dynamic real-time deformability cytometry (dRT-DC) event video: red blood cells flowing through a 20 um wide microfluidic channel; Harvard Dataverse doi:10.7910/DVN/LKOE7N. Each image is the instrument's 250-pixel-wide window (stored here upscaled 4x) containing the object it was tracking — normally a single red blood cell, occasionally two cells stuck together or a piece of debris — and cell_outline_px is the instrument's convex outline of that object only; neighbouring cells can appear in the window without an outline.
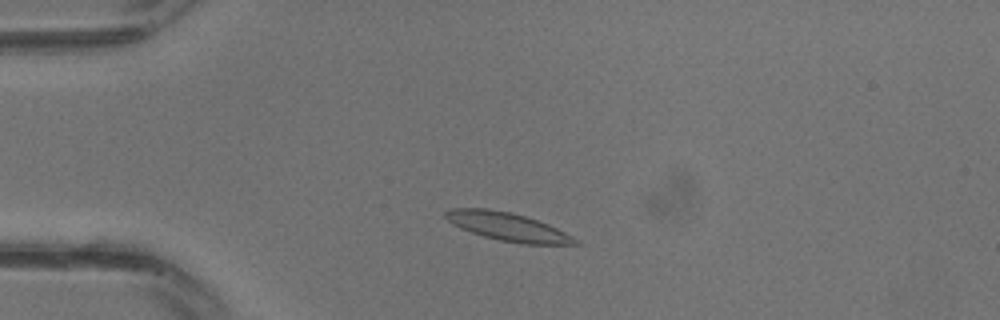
{"species": "common noctule bat (a hibernating species)", "species_latin": "Nyctalus noctula", "temperature_condition": "warm", "stored_images_in_passage": 5, "camera_frame_rate_fps": 3000, "um_per_image_px": 0.085, "animal": {"sex": "male", "body_mass_g": 13.3}, "frame": {"image": 1, "passage_image": 1, "time_ms": 0.0, "image_size_px": [1000, 320], "cell_outline_px": [[580, 244], [524, 244], [500, 240], [484, 236], [460, 228], [452, 224], [444, 216], [444, 212], [452, 208], [488, 208], [512, 212], [548, 224], [580, 240]], "centroid_in_image_um": [43.14, 19.26], "position_along_channel_um": 41.9, "area_um2": 21.21}}
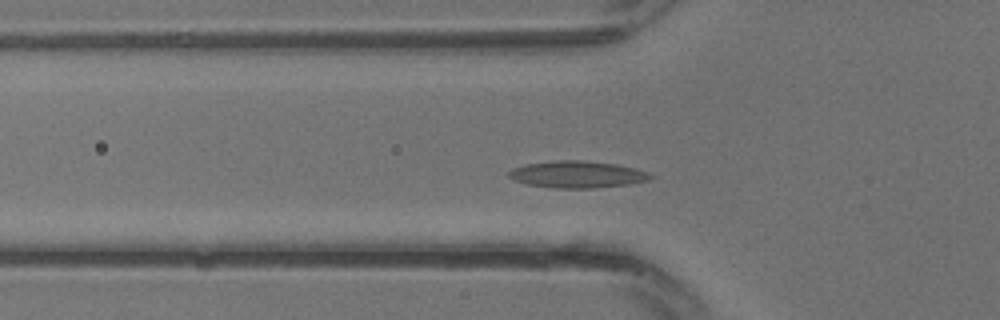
{"frame": {"image": 2, "passage_image": 4, "time_ms": 1.0, "image_size_px": [1000, 320], "cell_outline_px": [[656, 176], [648, 180], [628, 184], [592, 188], [556, 188], [528, 184], [516, 180], [508, 176], [508, 172], [512, 168], [528, 164], [552, 160], [580, 160], [616, 164], [636, 168], [648, 172]], "centroid_in_image_um": [49.1, 14.82], "position_along_channel_um": 76.7, "area_um2": 22.08}}